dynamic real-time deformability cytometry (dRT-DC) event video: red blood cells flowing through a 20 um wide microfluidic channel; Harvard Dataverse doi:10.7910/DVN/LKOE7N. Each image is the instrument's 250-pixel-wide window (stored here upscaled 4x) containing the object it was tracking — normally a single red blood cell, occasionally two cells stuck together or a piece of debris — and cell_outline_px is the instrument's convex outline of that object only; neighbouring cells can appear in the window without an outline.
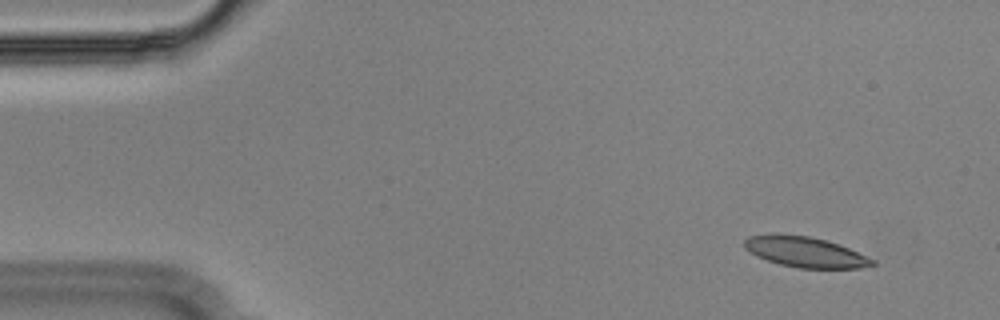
{"species": "Egyptian fruit bat (a non-hibernating species)", "species_latin": "Rousettus aegyptiacus", "temperature_condition": "cold", "stored_images_in_passage": 55, "camera_frame_rate_fps": 3000, "um_per_image_px": 0.085, "animal": {"sex": "male"}, "frame": {"image": 1, "passage_image": 5, "time_ms": 1.333, "image_size_px": [1000, 320], "cell_outline_px": [[876, 264], [860, 268], [800, 268], [780, 264], [756, 256], [744, 248], [744, 240], [748, 236], [808, 236], [824, 240], [848, 248], [876, 260]], "centroid_in_image_um": [68.48, 21.46], "position_along_channel_um": 16.5, "area_um2": 21.91}}
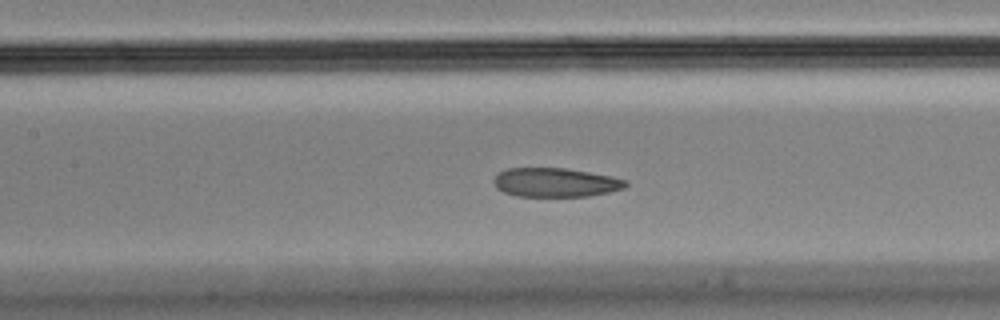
{"frame": {"image": 2, "passage_image": 25, "time_ms": 8.0, "image_size_px": [1000, 320], "cell_outline_px": [[628, 184], [624, 188], [608, 192], [588, 196], [516, 196], [504, 192], [496, 188], [492, 180], [500, 172], [508, 168], [564, 168], [612, 176], [628, 180]], "centroid_in_image_um": [47.21, 15.51], "position_along_channel_um": 160.2, "area_um2": 22.25}}
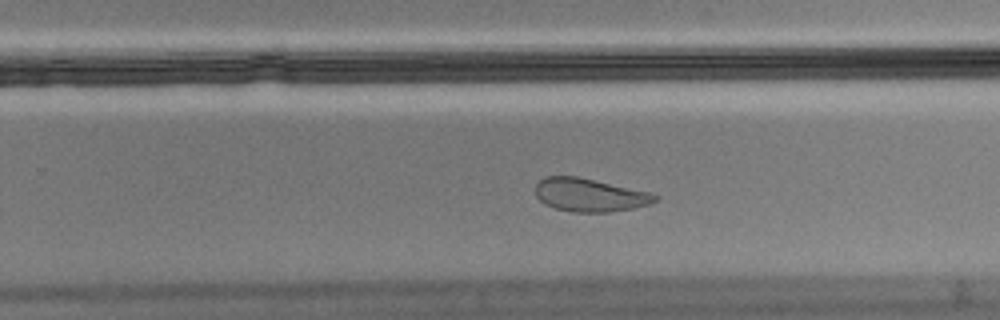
{"frame": {"image": 3, "passage_image": 35, "time_ms": 11.333, "image_size_px": [1000, 320], "cell_outline_px": [[660, 196], [656, 200], [648, 204], [632, 208], [608, 212], [572, 212], [556, 208], [544, 204], [536, 196], [536, 184], [544, 176], [576, 176], [652, 192]], "centroid_in_image_um": [50.12, 16.57], "position_along_channel_um": 279.7, "area_um2": 23.12}, "authors_computed_cell_mechanics": {"area_um2": 23.987, "velocity_mm_per_s": 3.6007, "shape_relaxation_time_tau1_ms": null, "shape_relaxation_time_tau2_ms": 2.3011, "deformation_change_tau1": null, "deformation_change_tau2": 0.0838}}